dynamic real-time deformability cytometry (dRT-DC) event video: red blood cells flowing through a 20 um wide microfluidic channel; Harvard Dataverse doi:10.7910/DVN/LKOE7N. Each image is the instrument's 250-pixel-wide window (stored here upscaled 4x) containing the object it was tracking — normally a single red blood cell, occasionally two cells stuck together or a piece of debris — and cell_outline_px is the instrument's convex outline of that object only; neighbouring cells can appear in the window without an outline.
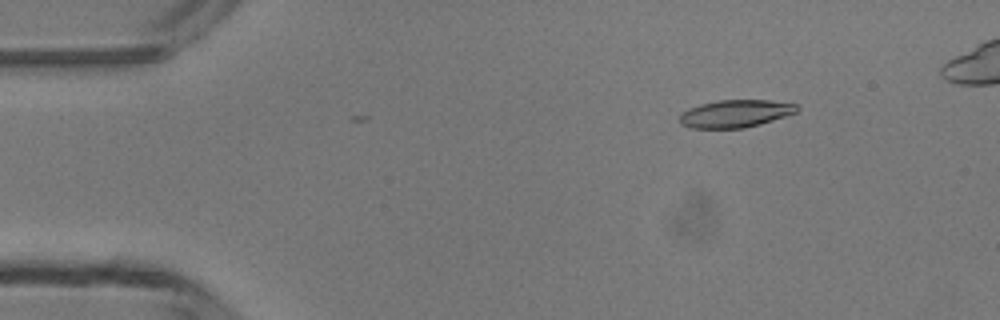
{"species": "common noctule bat (a hibernating species)", "species_latin": "Nyctalus noctula", "temperature_condition": "room temperature", "stored_images_in_passage": 6, "camera_frame_rate_fps": 3000, "um_per_image_px": 0.085, "animal": {"sex": "male", "body_mass_g": 13.3}, "frame": {"image": 1, "passage_image": 3, "time_ms": 2.0, "image_size_px": [1000, 320], "cell_outline_px": [[800, 108], [796, 112], [760, 124], [744, 128], [692, 128], [680, 124], [680, 116], [688, 108], [700, 104], [720, 100], [768, 100], [796, 104]], "centroid_in_image_um": [62.5, 9.65], "position_along_channel_um": 22.5, "area_um2": 18.67}}